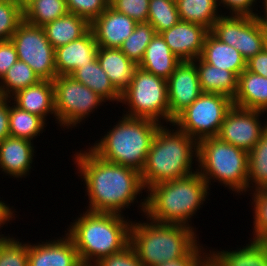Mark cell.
<instances>
[{
    "label": "cell",
    "mask_w": 267,
    "mask_h": 266,
    "mask_svg": "<svg viewBox=\"0 0 267 266\" xmlns=\"http://www.w3.org/2000/svg\"><path fill=\"white\" fill-rule=\"evenodd\" d=\"M75 154L77 173L89 199L86 210L123 215L122 210L138 203L137 196L145 190L138 170L105 161L90 148Z\"/></svg>",
    "instance_id": "1"
},
{
    "label": "cell",
    "mask_w": 267,
    "mask_h": 266,
    "mask_svg": "<svg viewBox=\"0 0 267 266\" xmlns=\"http://www.w3.org/2000/svg\"><path fill=\"white\" fill-rule=\"evenodd\" d=\"M208 190V184L197 171L183 178L152 185L145 191H148V196L140 200L139 207L144 217L153 222L192 227L189 224L191 217L202 208L210 194Z\"/></svg>",
    "instance_id": "2"
},
{
    "label": "cell",
    "mask_w": 267,
    "mask_h": 266,
    "mask_svg": "<svg viewBox=\"0 0 267 266\" xmlns=\"http://www.w3.org/2000/svg\"><path fill=\"white\" fill-rule=\"evenodd\" d=\"M79 216L65 233L73 240L82 264L94 265L130 244L132 221L124 215L86 210Z\"/></svg>",
    "instance_id": "3"
},
{
    "label": "cell",
    "mask_w": 267,
    "mask_h": 266,
    "mask_svg": "<svg viewBox=\"0 0 267 266\" xmlns=\"http://www.w3.org/2000/svg\"><path fill=\"white\" fill-rule=\"evenodd\" d=\"M198 142L177 127H159L140 172L143 187L164 181L183 178L194 172L192 162H197ZM195 158V159H194Z\"/></svg>",
    "instance_id": "4"
},
{
    "label": "cell",
    "mask_w": 267,
    "mask_h": 266,
    "mask_svg": "<svg viewBox=\"0 0 267 266\" xmlns=\"http://www.w3.org/2000/svg\"><path fill=\"white\" fill-rule=\"evenodd\" d=\"M161 125L151 119L122 115L116 125L89 148L105 161L141 172Z\"/></svg>",
    "instance_id": "5"
},
{
    "label": "cell",
    "mask_w": 267,
    "mask_h": 266,
    "mask_svg": "<svg viewBox=\"0 0 267 266\" xmlns=\"http://www.w3.org/2000/svg\"><path fill=\"white\" fill-rule=\"evenodd\" d=\"M146 221L135 220L130 227V245L143 266L180 259L199 242L194 227Z\"/></svg>",
    "instance_id": "6"
},
{
    "label": "cell",
    "mask_w": 267,
    "mask_h": 266,
    "mask_svg": "<svg viewBox=\"0 0 267 266\" xmlns=\"http://www.w3.org/2000/svg\"><path fill=\"white\" fill-rule=\"evenodd\" d=\"M196 164L208 187L214 180L236 194L248 192V152L245 150L216 136L204 138L198 141Z\"/></svg>",
    "instance_id": "7"
},
{
    "label": "cell",
    "mask_w": 267,
    "mask_h": 266,
    "mask_svg": "<svg viewBox=\"0 0 267 266\" xmlns=\"http://www.w3.org/2000/svg\"><path fill=\"white\" fill-rule=\"evenodd\" d=\"M120 103L128 106L123 115L169 124L167 80L139 67L134 70L130 84L121 94Z\"/></svg>",
    "instance_id": "8"
},
{
    "label": "cell",
    "mask_w": 267,
    "mask_h": 266,
    "mask_svg": "<svg viewBox=\"0 0 267 266\" xmlns=\"http://www.w3.org/2000/svg\"><path fill=\"white\" fill-rule=\"evenodd\" d=\"M232 99L218 93H202L182 111L171 126L177 127L197 142L218 135Z\"/></svg>",
    "instance_id": "9"
},
{
    "label": "cell",
    "mask_w": 267,
    "mask_h": 266,
    "mask_svg": "<svg viewBox=\"0 0 267 266\" xmlns=\"http://www.w3.org/2000/svg\"><path fill=\"white\" fill-rule=\"evenodd\" d=\"M56 123L66 129L77 127L106 101L70 75L53 80ZM104 102V103H103Z\"/></svg>",
    "instance_id": "10"
},
{
    "label": "cell",
    "mask_w": 267,
    "mask_h": 266,
    "mask_svg": "<svg viewBox=\"0 0 267 266\" xmlns=\"http://www.w3.org/2000/svg\"><path fill=\"white\" fill-rule=\"evenodd\" d=\"M224 14L209 31L219 41L234 47L246 61L266 47L267 30L257 16Z\"/></svg>",
    "instance_id": "11"
},
{
    "label": "cell",
    "mask_w": 267,
    "mask_h": 266,
    "mask_svg": "<svg viewBox=\"0 0 267 266\" xmlns=\"http://www.w3.org/2000/svg\"><path fill=\"white\" fill-rule=\"evenodd\" d=\"M18 60L28 64L40 80L53 81L57 77L55 49L42 27L22 21L10 38Z\"/></svg>",
    "instance_id": "12"
},
{
    "label": "cell",
    "mask_w": 267,
    "mask_h": 266,
    "mask_svg": "<svg viewBox=\"0 0 267 266\" xmlns=\"http://www.w3.org/2000/svg\"><path fill=\"white\" fill-rule=\"evenodd\" d=\"M265 113L233 105L227 111L216 137L249 153L267 128V120L265 123L260 120Z\"/></svg>",
    "instance_id": "13"
},
{
    "label": "cell",
    "mask_w": 267,
    "mask_h": 266,
    "mask_svg": "<svg viewBox=\"0 0 267 266\" xmlns=\"http://www.w3.org/2000/svg\"><path fill=\"white\" fill-rule=\"evenodd\" d=\"M169 125L201 94L198 72L192 61H182L167 79Z\"/></svg>",
    "instance_id": "14"
},
{
    "label": "cell",
    "mask_w": 267,
    "mask_h": 266,
    "mask_svg": "<svg viewBox=\"0 0 267 266\" xmlns=\"http://www.w3.org/2000/svg\"><path fill=\"white\" fill-rule=\"evenodd\" d=\"M209 30L202 25L179 20L170 29L161 32L170 50L182 61L201 57Z\"/></svg>",
    "instance_id": "15"
},
{
    "label": "cell",
    "mask_w": 267,
    "mask_h": 266,
    "mask_svg": "<svg viewBox=\"0 0 267 266\" xmlns=\"http://www.w3.org/2000/svg\"><path fill=\"white\" fill-rule=\"evenodd\" d=\"M137 22L110 5L91 24L98 47L119 49L132 34Z\"/></svg>",
    "instance_id": "16"
},
{
    "label": "cell",
    "mask_w": 267,
    "mask_h": 266,
    "mask_svg": "<svg viewBox=\"0 0 267 266\" xmlns=\"http://www.w3.org/2000/svg\"><path fill=\"white\" fill-rule=\"evenodd\" d=\"M64 236L32 245L28 241V266H80L73 240Z\"/></svg>",
    "instance_id": "17"
},
{
    "label": "cell",
    "mask_w": 267,
    "mask_h": 266,
    "mask_svg": "<svg viewBox=\"0 0 267 266\" xmlns=\"http://www.w3.org/2000/svg\"><path fill=\"white\" fill-rule=\"evenodd\" d=\"M98 45L89 29L82 37L55 49L57 76L72 75L78 68L97 59Z\"/></svg>",
    "instance_id": "18"
},
{
    "label": "cell",
    "mask_w": 267,
    "mask_h": 266,
    "mask_svg": "<svg viewBox=\"0 0 267 266\" xmlns=\"http://www.w3.org/2000/svg\"><path fill=\"white\" fill-rule=\"evenodd\" d=\"M35 149L27 139L8 136L0 142V170L10 177L23 178L29 175Z\"/></svg>",
    "instance_id": "19"
},
{
    "label": "cell",
    "mask_w": 267,
    "mask_h": 266,
    "mask_svg": "<svg viewBox=\"0 0 267 266\" xmlns=\"http://www.w3.org/2000/svg\"><path fill=\"white\" fill-rule=\"evenodd\" d=\"M10 100L18 108L36 114L45 121L48 115L54 114L52 117L56 121L53 81L41 80L36 85L16 92Z\"/></svg>",
    "instance_id": "20"
},
{
    "label": "cell",
    "mask_w": 267,
    "mask_h": 266,
    "mask_svg": "<svg viewBox=\"0 0 267 266\" xmlns=\"http://www.w3.org/2000/svg\"><path fill=\"white\" fill-rule=\"evenodd\" d=\"M209 266H267V241L250 240L236 250L208 252Z\"/></svg>",
    "instance_id": "21"
},
{
    "label": "cell",
    "mask_w": 267,
    "mask_h": 266,
    "mask_svg": "<svg viewBox=\"0 0 267 266\" xmlns=\"http://www.w3.org/2000/svg\"><path fill=\"white\" fill-rule=\"evenodd\" d=\"M232 102L236 107L267 112V77L246 69L242 71Z\"/></svg>",
    "instance_id": "22"
},
{
    "label": "cell",
    "mask_w": 267,
    "mask_h": 266,
    "mask_svg": "<svg viewBox=\"0 0 267 266\" xmlns=\"http://www.w3.org/2000/svg\"><path fill=\"white\" fill-rule=\"evenodd\" d=\"M97 60L108 75L114 88L122 94L132 80L134 70L138 67L120 49L99 47Z\"/></svg>",
    "instance_id": "23"
},
{
    "label": "cell",
    "mask_w": 267,
    "mask_h": 266,
    "mask_svg": "<svg viewBox=\"0 0 267 266\" xmlns=\"http://www.w3.org/2000/svg\"><path fill=\"white\" fill-rule=\"evenodd\" d=\"M182 62L168 47L161 34H155L146 47L139 68L167 80Z\"/></svg>",
    "instance_id": "24"
},
{
    "label": "cell",
    "mask_w": 267,
    "mask_h": 266,
    "mask_svg": "<svg viewBox=\"0 0 267 266\" xmlns=\"http://www.w3.org/2000/svg\"><path fill=\"white\" fill-rule=\"evenodd\" d=\"M201 58L212 66L233 72L237 77L246 69V60L241 53L210 32L205 37Z\"/></svg>",
    "instance_id": "25"
},
{
    "label": "cell",
    "mask_w": 267,
    "mask_h": 266,
    "mask_svg": "<svg viewBox=\"0 0 267 266\" xmlns=\"http://www.w3.org/2000/svg\"><path fill=\"white\" fill-rule=\"evenodd\" d=\"M197 69L202 93H218L233 100L238 77L231 71L206 63L201 57L192 61Z\"/></svg>",
    "instance_id": "26"
},
{
    "label": "cell",
    "mask_w": 267,
    "mask_h": 266,
    "mask_svg": "<svg viewBox=\"0 0 267 266\" xmlns=\"http://www.w3.org/2000/svg\"><path fill=\"white\" fill-rule=\"evenodd\" d=\"M42 28L49 43L56 49L82 37L90 29V24L84 18L68 12Z\"/></svg>",
    "instance_id": "27"
},
{
    "label": "cell",
    "mask_w": 267,
    "mask_h": 266,
    "mask_svg": "<svg viewBox=\"0 0 267 266\" xmlns=\"http://www.w3.org/2000/svg\"><path fill=\"white\" fill-rule=\"evenodd\" d=\"M76 81L86 85L93 92L101 96L106 102L121 101V94L114 88L106 72L101 68L98 60L87 63L78 68L72 75Z\"/></svg>",
    "instance_id": "28"
},
{
    "label": "cell",
    "mask_w": 267,
    "mask_h": 266,
    "mask_svg": "<svg viewBox=\"0 0 267 266\" xmlns=\"http://www.w3.org/2000/svg\"><path fill=\"white\" fill-rule=\"evenodd\" d=\"M179 19L199 24L212 29L214 23L222 15L219 14L218 0H175ZM219 9V11H218Z\"/></svg>",
    "instance_id": "29"
},
{
    "label": "cell",
    "mask_w": 267,
    "mask_h": 266,
    "mask_svg": "<svg viewBox=\"0 0 267 266\" xmlns=\"http://www.w3.org/2000/svg\"><path fill=\"white\" fill-rule=\"evenodd\" d=\"M68 13L66 0H24L23 20L43 27Z\"/></svg>",
    "instance_id": "30"
},
{
    "label": "cell",
    "mask_w": 267,
    "mask_h": 266,
    "mask_svg": "<svg viewBox=\"0 0 267 266\" xmlns=\"http://www.w3.org/2000/svg\"><path fill=\"white\" fill-rule=\"evenodd\" d=\"M12 105V106H11ZM9 134L12 137L27 139L29 141L43 133L46 121L40 116L24 111L13 103L9 104Z\"/></svg>",
    "instance_id": "31"
},
{
    "label": "cell",
    "mask_w": 267,
    "mask_h": 266,
    "mask_svg": "<svg viewBox=\"0 0 267 266\" xmlns=\"http://www.w3.org/2000/svg\"><path fill=\"white\" fill-rule=\"evenodd\" d=\"M248 188L267 189V128L248 153Z\"/></svg>",
    "instance_id": "32"
},
{
    "label": "cell",
    "mask_w": 267,
    "mask_h": 266,
    "mask_svg": "<svg viewBox=\"0 0 267 266\" xmlns=\"http://www.w3.org/2000/svg\"><path fill=\"white\" fill-rule=\"evenodd\" d=\"M40 78L25 62L18 60L0 80V96L10 98L16 92L36 85Z\"/></svg>",
    "instance_id": "33"
},
{
    "label": "cell",
    "mask_w": 267,
    "mask_h": 266,
    "mask_svg": "<svg viewBox=\"0 0 267 266\" xmlns=\"http://www.w3.org/2000/svg\"><path fill=\"white\" fill-rule=\"evenodd\" d=\"M156 31L148 22L137 23L132 34L119 48L137 66L143 59L146 47L155 36Z\"/></svg>",
    "instance_id": "34"
},
{
    "label": "cell",
    "mask_w": 267,
    "mask_h": 266,
    "mask_svg": "<svg viewBox=\"0 0 267 266\" xmlns=\"http://www.w3.org/2000/svg\"><path fill=\"white\" fill-rule=\"evenodd\" d=\"M179 20L175 0H150L147 22L152 25L156 34L170 29Z\"/></svg>",
    "instance_id": "35"
},
{
    "label": "cell",
    "mask_w": 267,
    "mask_h": 266,
    "mask_svg": "<svg viewBox=\"0 0 267 266\" xmlns=\"http://www.w3.org/2000/svg\"><path fill=\"white\" fill-rule=\"evenodd\" d=\"M23 21V2L0 0V41L10 40Z\"/></svg>",
    "instance_id": "36"
},
{
    "label": "cell",
    "mask_w": 267,
    "mask_h": 266,
    "mask_svg": "<svg viewBox=\"0 0 267 266\" xmlns=\"http://www.w3.org/2000/svg\"><path fill=\"white\" fill-rule=\"evenodd\" d=\"M0 266H28V243L13 236L0 240Z\"/></svg>",
    "instance_id": "37"
},
{
    "label": "cell",
    "mask_w": 267,
    "mask_h": 266,
    "mask_svg": "<svg viewBox=\"0 0 267 266\" xmlns=\"http://www.w3.org/2000/svg\"><path fill=\"white\" fill-rule=\"evenodd\" d=\"M253 192V193H252ZM253 240L267 241V189L253 190Z\"/></svg>",
    "instance_id": "38"
},
{
    "label": "cell",
    "mask_w": 267,
    "mask_h": 266,
    "mask_svg": "<svg viewBox=\"0 0 267 266\" xmlns=\"http://www.w3.org/2000/svg\"><path fill=\"white\" fill-rule=\"evenodd\" d=\"M69 13L84 18L91 24L110 5L108 0H66Z\"/></svg>",
    "instance_id": "39"
},
{
    "label": "cell",
    "mask_w": 267,
    "mask_h": 266,
    "mask_svg": "<svg viewBox=\"0 0 267 266\" xmlns=\"http://www.w3.org/2000/svg\"><path fill=\"white\" fill-rule=\"evenodd\" d=\"M149 2L150 0H112L110 6L141 23L148 20Z\"/></svg>",
    "instance_id": "40"
},
{
    "label": "cell",
    "mask_w": 267,
    "mask_h": 266,
    "mask_svg": "<svg viewBox=\"0 0 267 266\" xmlns=\"http://www.w3.org/2000/svg\"><path fill=\"white\" fill-rule=\"evenodd\" d=\"M95 266H143L135 250L129 244L122 251L101 258Z\"/></svg>",
    "instance_id": "41"
},
{
    "label": "cell",
    "mask_w": 267,
    "mask_h": 266,
    "mask_svg": "<svg viewBox=\"0 0 267 266\" xmlns=\"http://www.w3.org/2000/svg\"><path fill=\"white\" fill-rule=\"evenodd\" d=\"M199 244L200 243L198 242L184 257L180 259L167 261L154 266H208V252L204 250L202 244Z\"/></svg>",
    "instance_id": "42"
},
{
    "label": "cell",
    "mask_w": 267,
    "mask_h": 266,
    "mask_svg": "<svg viewBox=\"0 0 267 266\" xmlns=\"http://www.w3.org/2000/svg\"><path fill=\"white\" fill-rule=\"evenodd\" d=\"M17 61L18 54L12 41H0V80Z\"/></svg>",
    "instance_id": "43"
},
{
    "label": "cell",
    "mask_w": 267,
    "mask_h": 266,
    "mask_svg": "<svg viewBox=\"0 0 267 266\" xmlns=\"http://www.w3.org/2000/svg\"><path fill=\"white\" fill-rule=\"evenodd\" d=\"M222 4L224 8L229 9V14L233 15H249L257 16L258 13L253 12L257 0H218V6Z\"/></svg>",
    "instance_id": "44"
},
{
    "label": "cell",
    "mask_w": 267,
    "mask_h": 266,
    "mask_svg": "<svg viewBox=\"0 0 267 266\" xmlns=\"http://www.w3.org/2000/svg\"><path fill=\"white\" fill-rule=\"evenodd\" d=\"M246 70L267 77V48L246 61Z\"/></svg>",
    "instance_id": "45"
},
{
    "label": "cell",
    "mask_w": 267,
    "mask_h": 266,
    "mask_svg": "<svg viewBox=\"0 0 267 266\" xmlns=\"http://www.w3.org/2000/svg\"><path fill=\"white\" fill-rule=\"evenodd\" d=\"M9 103L10 98L0 97V142L9 134Z\"/></svg>",
    "instance_id": "46"
},
{
    "label": "cell",
    "mask_w": 267,
    "mask_h": 266,
    "mask_svg": "<svg viewBox=\"0 0 267 266\" xmlns=\"http://www.w3.org/2000/svg\"><path fill=\"white\" fill-rule=\"evenodd\" d=\"M4 202L5 201L0 200V228H2L4 226V224L9 223L10 220H13L12 218H14L15 215H17V214H14L15 210H12L13 208L12 207L10 208V205H8L7 203H4ZM8 238H10L9 234H8V236H4V234H2V235L0 234V240L8 239Z\"/></svg>",
    "instance_id": "47"
},
{
    "label": "cell",
    "mask_w": 267,
    "mask_h": 266,
    "mask_svg": "<svg viewBox=\"0 0 267 266\" xmlns=\"http://www.w3.org/2000/svg\"><path fill=\"white\" fill-rule=\"evenodd\" d=\"M264 1V2H263ZM262 1V6H264V9H263V15H261L259 13V15H257V18L259 19L260 23L263 25V27L267 30V0H263Z\"/></svg>",
    "instance_id": "48"
},
{
    "label": "cell",
    "mask_w": 267,
    "mask_h": 266,
    "mask_svg": "<svg viewBox=\"0 0 267 266\" xmlns=\"http://www.w3.org/2000/svg\"><path fill=\"white\" fill-rule=\"evenodd\" d=\"M80 266H95V265H91V264H81Z\"/></svg>",
    "instance_id": "49"
}]
</instances>
